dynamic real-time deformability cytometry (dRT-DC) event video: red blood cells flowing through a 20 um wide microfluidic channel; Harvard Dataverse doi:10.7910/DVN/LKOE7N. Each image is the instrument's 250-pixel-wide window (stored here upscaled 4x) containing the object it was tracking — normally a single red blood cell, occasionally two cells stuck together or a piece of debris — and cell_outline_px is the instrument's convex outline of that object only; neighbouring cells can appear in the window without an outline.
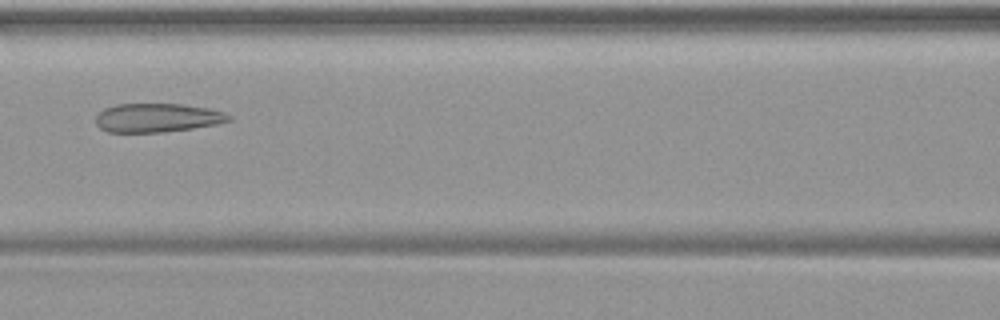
{"species": "common noctule bat (a hibernating species)", "species_latin": "Nyctalus noctula", "temperature_condition": "warm", "stored_images_in_passage": 49, "camera_frame_rate_fps": 3000, "um_per_image_px": 0.085, "animal": {"sex": "female", "body_mass_g": 19.9}, "frame": {"image": 1, "passage_image": 22, "time_ms": 7.0, "image_size_px": [1000, 320], "cell_outline_px": [[232, 120], [216, 124], [192, 128], [164, 132], [108, 132], [100, 128], [96, 124], [96, 116], [104, 108], [116, 104], [184, 104], [208, 108], [224, 112], [232, 116]], "centroid_in_image_um": [13.38, 10.01], "position_along_channel_um": 153.2, "area_um2": 22.37}}
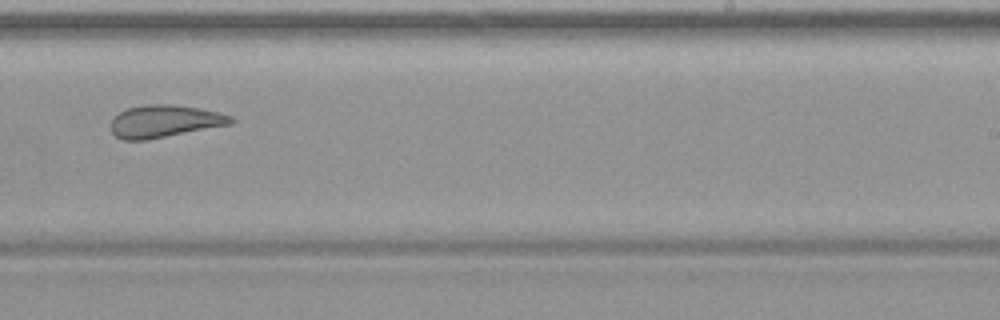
{"frame": {"image": 2, "passage_image": 31, "time_ms": 10.0, "image_size_px": [1000, 320], "cell_outline_px": [[236, 120], [232, 124], [148, 140], [124, 140], [116, 136], [112, 132], [112, 120], [120, 112], [128, 108], [144, 104], [172, 104], [200, 108], [232, 116]], "centroid_in_image_um": [14.02, 10.31], "position_along_channel_um": 275.0, "area_um2": 22.66}}
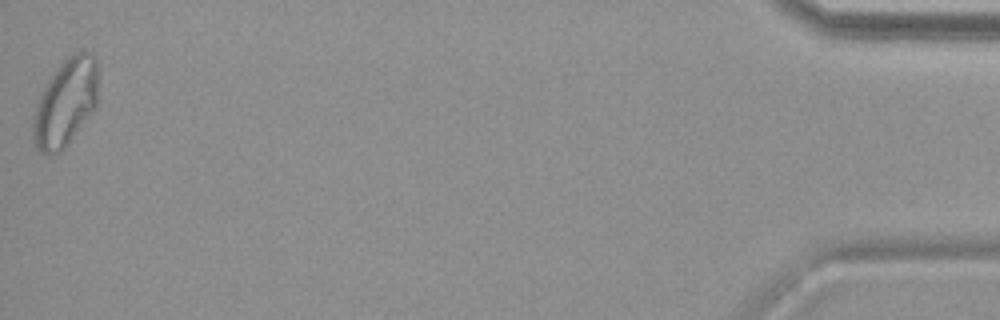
{"frame": {"image": 3, "passage_image": 49, "time_ms": 16.0, "image_size_px": [1000, 320], "cell_outline_px": [[96, 108], [64, 148], [60, 152], [48, 156], [40, 152], [36, 148], [32, 140], [32, 116], [40, 92], [56, 68], [68, 56], [84, 48], [92, 52], [96, 56]], "centroid_in_image_um": [5.53, 8.73], "position_along_channel_um": 429.7, "area_um2": 33.58}}